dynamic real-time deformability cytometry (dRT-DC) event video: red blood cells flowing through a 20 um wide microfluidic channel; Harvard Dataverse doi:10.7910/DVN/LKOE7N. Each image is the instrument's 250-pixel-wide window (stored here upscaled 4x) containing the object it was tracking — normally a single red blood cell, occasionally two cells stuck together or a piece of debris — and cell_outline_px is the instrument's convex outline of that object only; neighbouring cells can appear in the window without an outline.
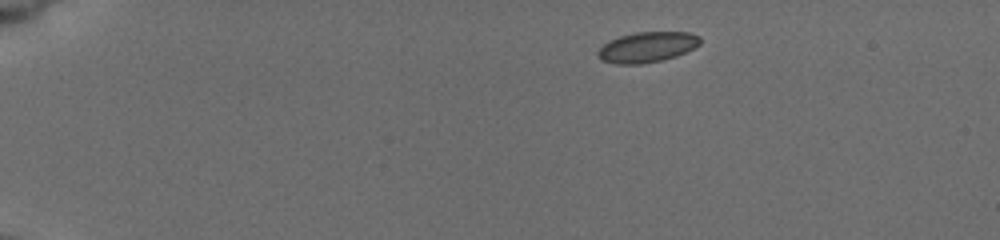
{"species": "common noctule bat (a hibernating species)", "species_latin": "Nyctalus noctula", "temperature_condition": "cold", "stored_images_in_passage": 46, "camera_frame_rate_fps": 3000, "um_per_image_px": 0.085, "animal": {"sex": "female", "body_mass_g": 19.5, "forearm_length_mm": 54.1}, "frame": {"image": 1, "passage_image": 1, "time_ms": 0.0, "image_size_px": [1000, 240], "cell_outline_px": [[700, 44], [676, 56], [660, 60], [640, 64], [616, 64], [600, 60], [596, 56], [596, 52], [608, 40], [620, 36], [636, 32], [688, 32], [700, 36]], "centroid_in_image_um": [54.95, 4.0], "position_along_channel_um": 30.0, "area_um2": 18.09}}
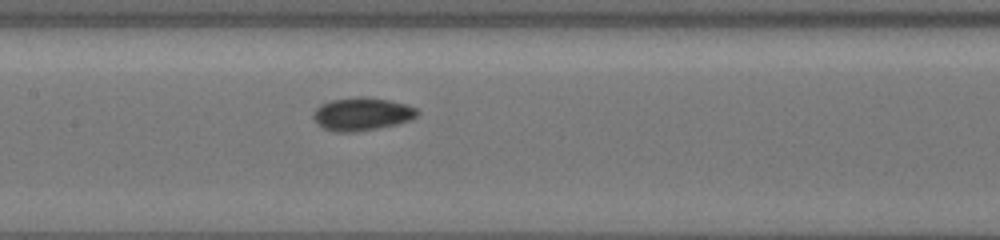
{"frame": {"image": 2, "passage_image": 20, "time_ms": 6.333, "image_size_px": [1000, 240], "cell_outline_px": [[420, 112], [416, 116], [408, 120], [396, 124], [376, 128], [348, 132], [336, 132], [324, 128], [312, 116], [316, 108], [320, 104], [332, 100], [360, 96], [364, 96], [392, 100], [408, 104], [416, 108]], "centroid_in_image_um": [30.79, 9.66], "position_along_channel_um": 176.6, "area_um2": 19.83}}
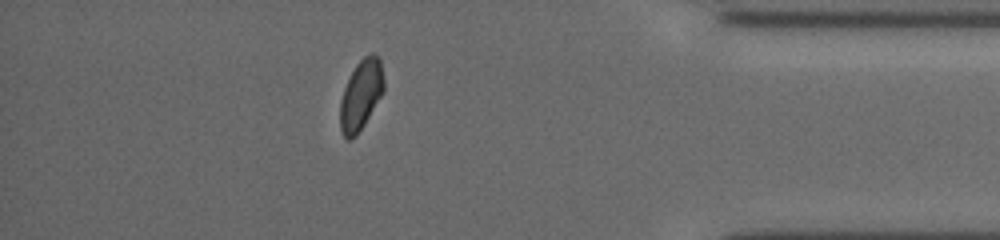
{"frame": {"image": 3, "passage_image": 40, "time_ms": 13.0, "image_size_px": [1000, 240], "cell_outline_px": [[384, 92], [364, 124], [356, 136], [348, 140], [344, 136], [340, 128], [340, 100], [344, 88], [356, 64], [364, 56], [372, 52], [380, 60], [384, 80]], "centroid_in_image_um": [30.68, 8.07], "position_along_channel_um": 404.5, "area_um2": 17.74}, "authors_computed_cell_mechanics": {"area_um2": 18.0914, "velocity_mm_per_s": 3.8279, "shape_relaxation_time_tau1_ms": 3.3233, "shape_relaxation_time_tau2_ms": null, "deformation_change_tau1": 0.0744, "deformation_change_tau2": null}}